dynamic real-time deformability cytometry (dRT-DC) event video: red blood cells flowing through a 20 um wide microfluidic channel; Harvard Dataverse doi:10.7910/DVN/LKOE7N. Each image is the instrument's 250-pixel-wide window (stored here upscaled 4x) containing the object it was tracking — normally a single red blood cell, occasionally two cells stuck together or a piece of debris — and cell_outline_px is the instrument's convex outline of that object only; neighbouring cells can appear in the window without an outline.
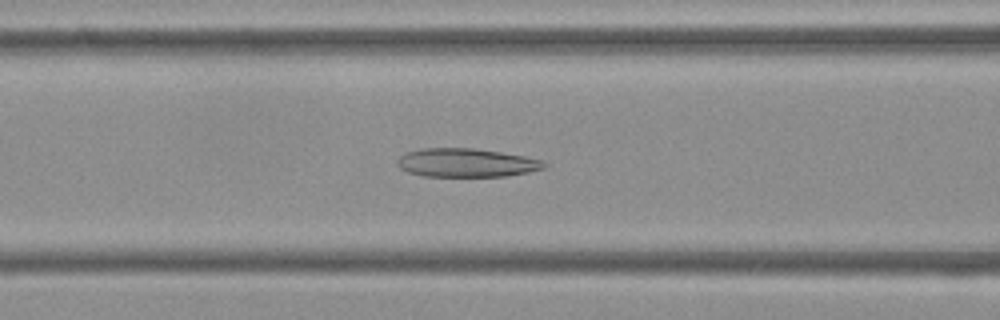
{"species": "Egyptian fruit bat (a non-hibernating species)", "species_latin": "Rousettus aegyptiacus", "temperature_condition": "cold", "stored_images_in_passage": 40, "camera_frame_rate_fps": 3000, "um_per_image_px": 0.085, "frame": {"image": 1, "passage_image": 14, "time_ms": 4.333, "image_size_px": [1000, 320], "cell_outline_px": [[548, 164], [544, 168], [528, 172], [508, 176], [424, 176], [408, 172], [400, 168], [396, 164], [396, 160], [404, 152], [420, 148], [472, 148], [500, 152], [524, 156], [544, 160]], "centroid_in_image_um": [39.62, 13.83], "position_along_channel_um": 127.0, "area_um2": 24.62}}
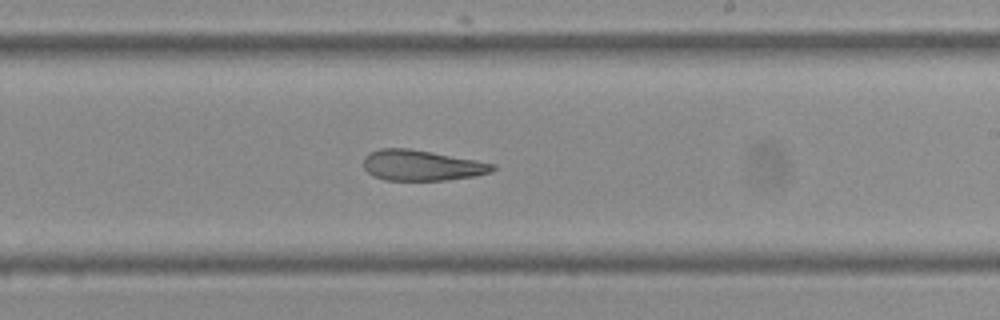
{"frame": {"image": 2, "passage_image": 24, "time_ms": 7.667, "image_size_px": [1000, 320], "cell_outline_px": [[496, 168], [492, 172], [472, 176], [448, 180], [384, 180], [372, 176], [364, 168], [364, 156], [368, 152], [380, 148], [408, 148], [476, 160], [496, 164]], "centroid_in_image_um": [35.81, 14.05], "position_along_channel_um": 253.2, "area_um2": 23.06}}
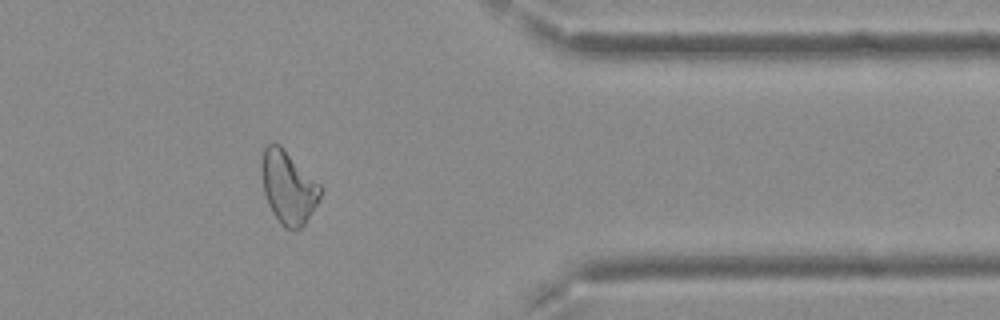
{"frame": {"image": 3, "passage_image": 36, "time_ms": 11.667, "image_size_px": [1000, 320], "cell_outline_px": [[324, 188], [316, 204], [304, 224], [300, 228], [284, 228], [280, 224], [272, 212], [268, 204], [264, 192], [260, 172], [260, 156], [264, 148], [272, 140], [280, 144]], "centroid_in_image_um": [24.46, 15.86], "position_along_channel_um": 386.9, "area_um2": 25.2}}